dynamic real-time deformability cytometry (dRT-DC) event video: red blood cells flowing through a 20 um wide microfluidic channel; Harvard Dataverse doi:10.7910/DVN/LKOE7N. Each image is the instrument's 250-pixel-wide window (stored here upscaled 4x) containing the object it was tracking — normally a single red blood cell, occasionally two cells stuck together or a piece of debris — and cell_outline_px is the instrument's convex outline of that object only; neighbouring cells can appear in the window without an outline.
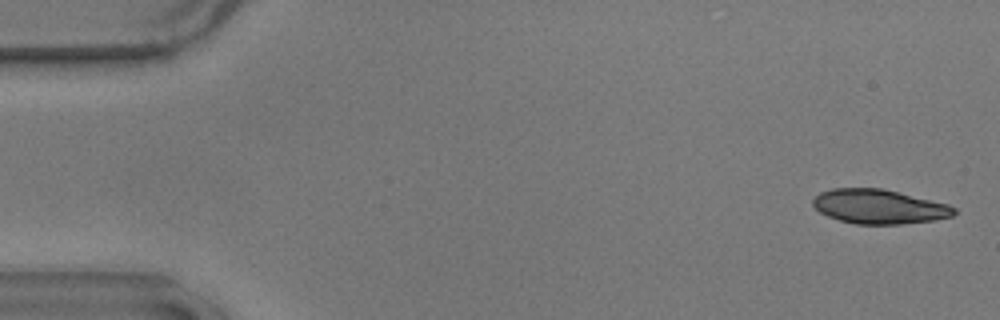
{"species": "common noctule bat (a hibernating species)", "species_latin": "Nyctalus noctula", "temperature_condition": "warm", "stored_images_in_passage": 17, "camera_frame_rate_fps": 3000, "um_per_image_px": 0.085, "animal": {"sex": "male", "body_mass_g": 17.9}, "frame": {"image": 1, "passage_image": 2, "time_ms": 0.333, "image_size_px": [1000, 320], "cell_outline_px": [[956, 212], [952, 216], [932, 220], [900, 224], [856, 224], [840, 220], [828, 216], [820, 212], [812, 204], [812, 200], [820, 192], [832, 188], [880, 188], [948, 204], [956, 208]], "centroid_in_image_um": [74.69, 17.56], "position_along_channel_um": 10.3, "area_um2": 27.98}}